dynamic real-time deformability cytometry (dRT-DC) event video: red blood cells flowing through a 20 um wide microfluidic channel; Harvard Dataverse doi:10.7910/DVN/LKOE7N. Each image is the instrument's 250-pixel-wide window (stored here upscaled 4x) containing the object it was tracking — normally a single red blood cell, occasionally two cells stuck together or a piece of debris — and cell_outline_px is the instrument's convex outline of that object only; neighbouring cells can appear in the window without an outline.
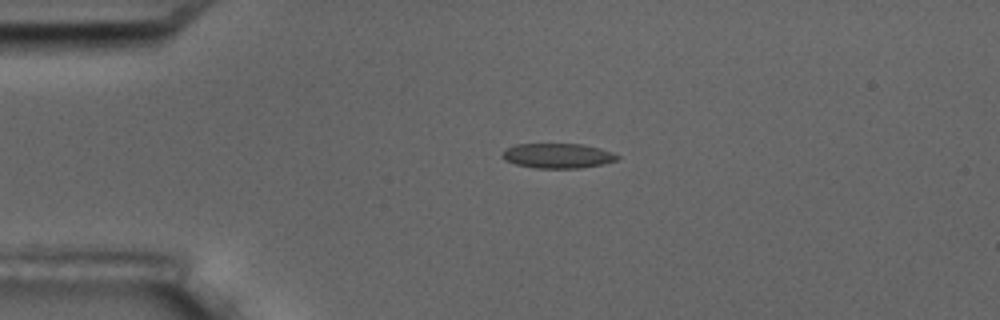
{"species": "common noctule bat (a hibernating species)", "species_latin": "Nyctalus noctula", "temperature_condition": "room temperature", "stored_images_in_passage": 2, "camera_frame_rate_fps": 3000, "um_per_image_px": 0.085, "animal": {"sex": "male", "body_mass_g": 17.5, "forearm_length_mm": 52.3}, "frame": {"image": 1, "passage_image": 1, "time_ms": 0.0, "image_size_px": [1000, 320], "cell_outline_px": [[620, 156], [616, 160], [604, 164], [580, 168], [536, 168], [516, 164], [504, 160], [500, 156], [500, 152], [516, 144], [580, 144], [600, 148], [612, 152]], "centroid_in_image_um": [47.38, 13.24], "position_along_channel_um": 37.6, "area_um2": 16.7}}